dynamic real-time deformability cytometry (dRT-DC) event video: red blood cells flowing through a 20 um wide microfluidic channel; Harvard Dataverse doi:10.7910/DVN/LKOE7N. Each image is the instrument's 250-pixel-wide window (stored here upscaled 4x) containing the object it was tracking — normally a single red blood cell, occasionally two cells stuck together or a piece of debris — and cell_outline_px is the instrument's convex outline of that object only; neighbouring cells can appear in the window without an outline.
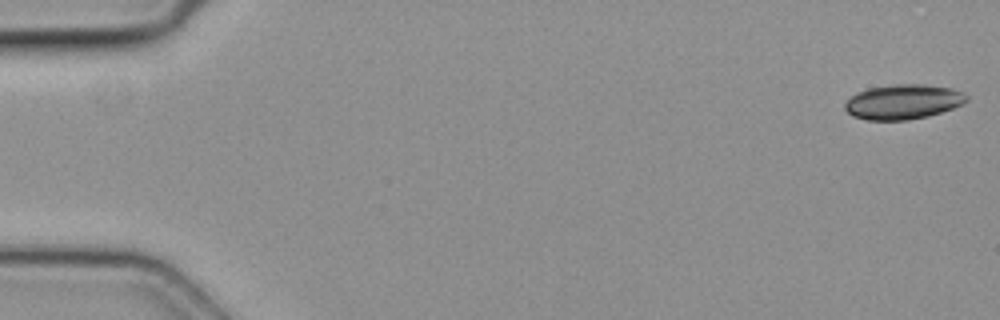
{"species": "common noctule bat (a hibernating species)", "species_latin": "Nyctalus noctula", "temperature_condition": "cold", "stored_images_in_passage": 27, "camera_frame_rate_fps": 3000, "um_per_image_px": 0.085, "animal": {"sex": "female", "body_mass_g": 19.3, "forearm_length_mm": 54.1}, "frame": {"image": 1, "passage_image": 1, "time_ms": 0.0, "image_size_px": [1000, 320], "cell_outline_px": [[968, 100], [964, 104], [928, 116], [908, 120], [868, 120], [852, 116], [844, 108], [844, 104], [856, 92], [868, 88], [896, 84], [924, 84], [952, 88], [968, 96]], "centroid_in_image_um": [76.76, 8.65], "position_along_channel_um": 8.2, "area_um2": 24.68}}
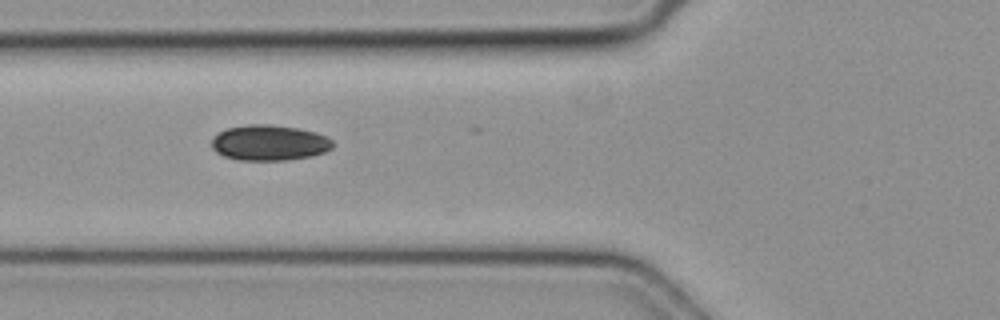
{"frame": {"image": 2, "passage_image": 20, "time_ms": 6.333, "image_size_px": [1000, 320], "cell_outline_px": [[332, 148], [324, 152], [308, 156], [284, 160], [240, 160], [224, 156], [216, 152], [212, 148], [212, 140], [220, 132], [228, 128], [248, 124], [268, 124], [296, 128], [316, 132], [328, 136], [332, 140]], "centroid_in_image_um": [22.9, 12.13], "position_along_channel_um": 102.9, "area_um2": 24.85}}
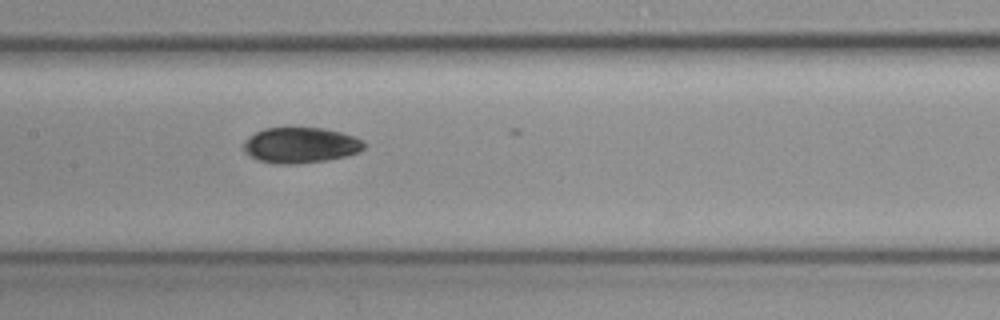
{"frame": {"image": 3, "passage_image": 26, "time_ms": 8.333, "image_size_px": [1000, 320], "cell_outline_px": [[364, 148], [360, 152], [344, 156], [324, 160], [296, 164], [276, 164], [256, 160], [244, 152], [244, 140], [256, 132], [264, 128], [324, 128], [340, 132], [364, 140]], "centroid_in_image_um": [25.52, 12.34], "position_along_channel_um": 181.9, "area_um2": 24.97}}